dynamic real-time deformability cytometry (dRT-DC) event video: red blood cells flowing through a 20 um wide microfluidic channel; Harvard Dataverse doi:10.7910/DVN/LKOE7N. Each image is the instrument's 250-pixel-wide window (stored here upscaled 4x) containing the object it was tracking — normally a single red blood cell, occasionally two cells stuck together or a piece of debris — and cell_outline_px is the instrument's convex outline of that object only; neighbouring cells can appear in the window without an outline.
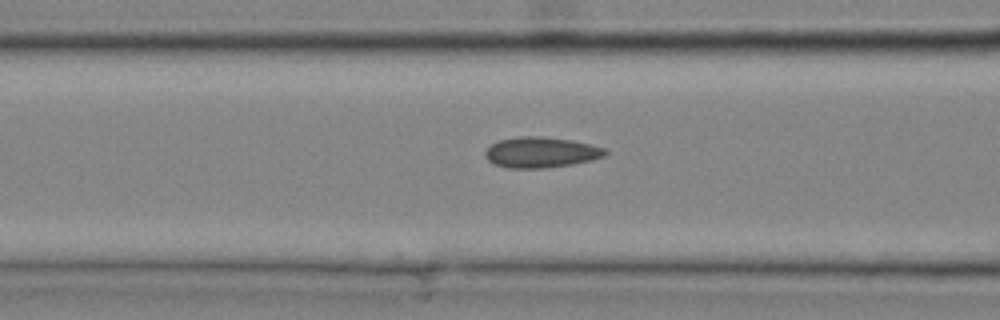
{"species": "common noctule bat (a hibernating species)", "species_latin": "Nyctalus noctula", "temperature_condition": "cold", "stored_images_in_passage": 8, "camera_frame_rate_fps": 3000, "um_per_image_px": 0.085, "animal": {"sex": "male", "body_mass_g": 20.4}, "frame": {"image": 1, "passage_image": 6, "time_ms": 1.667, "image_size_px": [1000, 320], "cell_outline_px": [[608, 152], [604, 156], [592, 160], [572, 164], [544, 168], [508, 168], [496, 164], [488, 160], [484, 156], [484, 152], [492, 144], [500, 140], [524, 136], [536, 136], [572, 140], [604, 148]], "centroid_in_image_um": [45.98, 12.96], "position_along_channel_um": 120.6, "area_um2": 21.15}}